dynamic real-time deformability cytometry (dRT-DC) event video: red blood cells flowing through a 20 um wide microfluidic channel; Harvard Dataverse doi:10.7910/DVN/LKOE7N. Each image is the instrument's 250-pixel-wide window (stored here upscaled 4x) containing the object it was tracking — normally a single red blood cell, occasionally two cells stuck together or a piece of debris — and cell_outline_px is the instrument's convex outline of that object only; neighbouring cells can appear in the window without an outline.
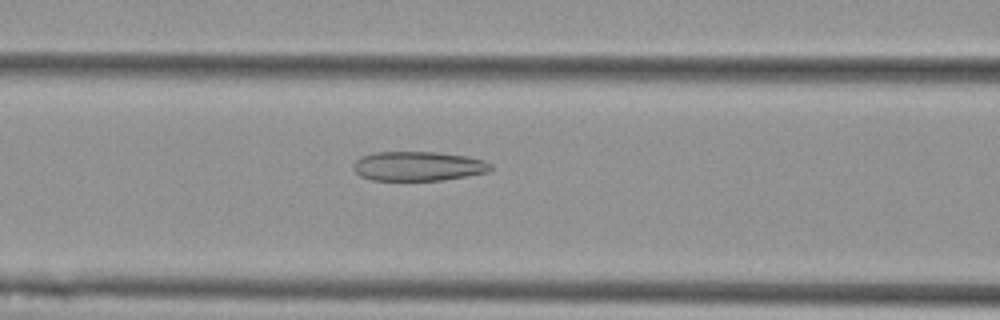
{"species": "Egyptian fruit bat (a non-hibernating species)", "species_latin": "Rousettus aegyptiacus", "temperature_condition": "cold", "stored_images_in_passage": 56, "camera_frame_rate_fps": 3000, "um_per_image_px": 0.085, "animal": {"sex": "female"}, "frame": {"image": 1, "passage_image": 23, "time_ms": 7.333, "image_size_px": [1000, 320], "cell_outline_px": [[492, 168], [488, 172], [444, 180], [372, 180], [360, 176], [352, 168], [352, 164], [360, 156], [376, 152], [436, 152], [468, 156], [484, 160], [492, 164]], "centroid_in_image_um": [35.54, 14.12], "position_along_channel_um": 131.1, "area_um2": 23.7}}
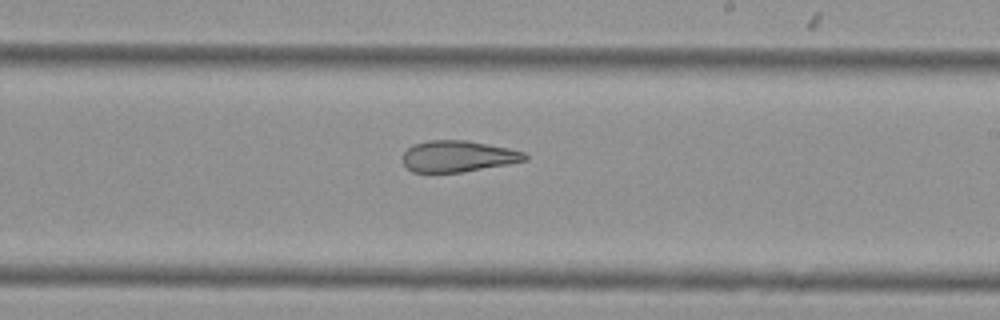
{"frame": {"image": 2, "passage_image": 33, "time_ms": 10.667, "image_size_px": [1000, 320], "cell_outline_px": [[528, 160], [508, 164], [460, 172], [412, 172], [404, 164], [404, 152], [412, 144], [428, 140], [468, 140], [508, 148], [524, 152], [528, 156]], "centroid_in_image_um": [38.94, 13.27], "position_along_channel_um": 250.1, "area_um2": 22.2}}
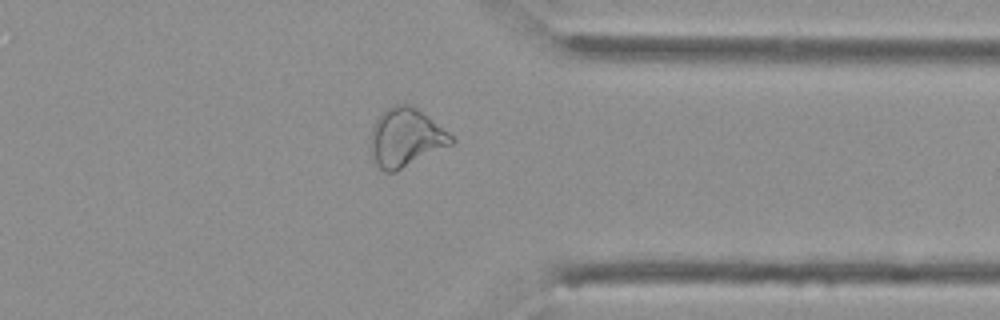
{"frame": {"image": 3, "passage_image": 44, "time_ms": 14.333, "image_size_px": [1000, 320], "cell_outline_px": [[456, 140], [452, 144], [396, 172], [384, 172], [376, 164], [372, 156], [372, 128], [376, 120], [392, 104], [408, 104], [416, 108], [448, 132]], "centroid_in_image_um": [34.5, 11.71], "position_along_channel_um": 376.9, "area_um2": 26.99}, "authors_computed_cell_mechanics": {"area_um2": 29.1601, "velocity_mm_per_s": 3.5842, "shape_relaxation_time_tau1_ms": null, "shape_relaxation_time_tau2_ms": 2.4709, "deformation_change_tau1": null, "deformation_change_tau2": 0.1176}}